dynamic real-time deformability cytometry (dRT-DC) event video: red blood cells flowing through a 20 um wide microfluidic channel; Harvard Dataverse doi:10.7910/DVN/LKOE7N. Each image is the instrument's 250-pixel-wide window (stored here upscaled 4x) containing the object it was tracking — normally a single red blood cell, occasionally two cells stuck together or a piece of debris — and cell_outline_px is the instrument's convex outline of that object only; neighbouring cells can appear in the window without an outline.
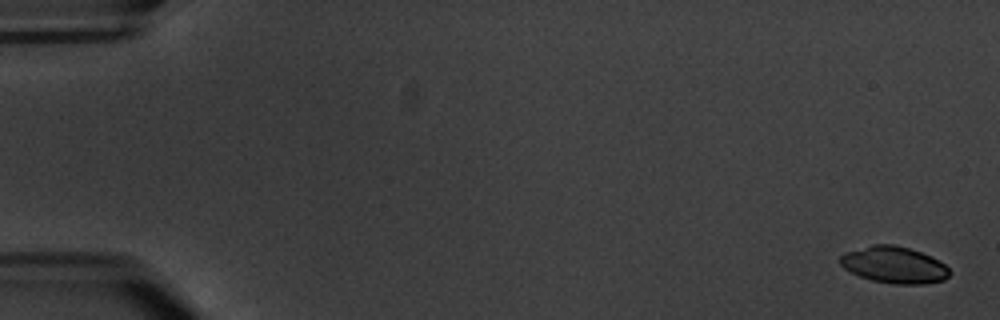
{"species": "common noctule bat (a hibernating species)", "species_latin": "Nyctalus noctula", "temperature_condition": "warm", "stored_images_in_passage": 1, "camera_frame_rate_fps": 3000, "um_per_image_px": 0.085, "animal": {"sex": "male", "body_mass_g": 20.1, "forearm_length_mm": 53.5}, "frame": {"image": 1, "passage_image": 1, "time_ms": 0.0, "image_size_px": [1000, 320], "cell_outline_px": [[952, 272], [944, 280], [924, 284], [892, 284], [872, 280], [860, 276], [844, 268], [840, 264], [840, 256], [844, 252], [872, 244], [896, 244], [920, 252], [944, 264]], "centroid_in_image_um": [75.98, 22.51], "position_along_channel_um": 9.0, "area_um2": 23.29}}